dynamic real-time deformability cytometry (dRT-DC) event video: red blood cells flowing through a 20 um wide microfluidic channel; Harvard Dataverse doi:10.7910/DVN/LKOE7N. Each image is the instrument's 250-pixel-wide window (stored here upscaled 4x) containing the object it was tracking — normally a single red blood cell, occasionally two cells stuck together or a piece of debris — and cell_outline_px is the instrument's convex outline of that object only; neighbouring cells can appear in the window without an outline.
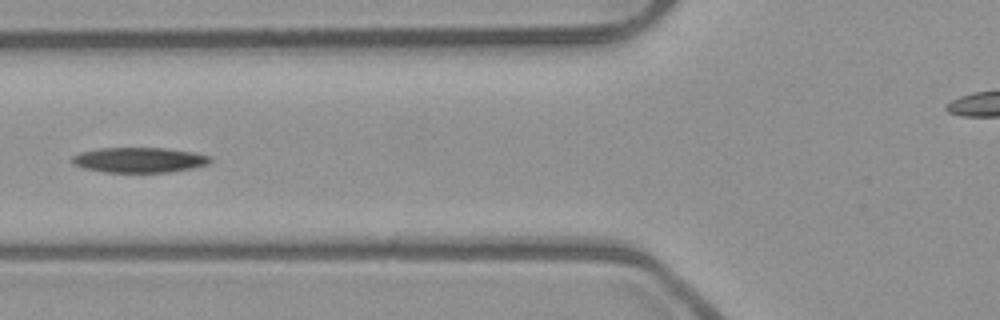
{"species": "common noctule bat (a hibernating species)", "species_latin": "Nyctalus noctula", "temperature_condition": "room temperature", "stored_images_in_passage": 4, "camera_frame_rate_fps": 3000, "um_per_image_px": 0.085, "animal": {"sex": "male", "body_mass_g": 23.1, "forearm_length_mm": 52.7}, "frame": {"image": 1, "passage_image": 3, "time_ms": 0.667, "image_size_px": [1000, 320], "cell_outline_px": [[212, 160], [208, 164], [192, 168], [172, 172], [100, 172], [84, 168], [76, 164], [72, 160], [72, 156], [80, 152], [100, 148], [164, 148], [192, 152], [212, 156]], "centroid_in_image_um": [11.86, 13.6], "position_along_channel_um": 113.9, "area_um2": 20.23}}
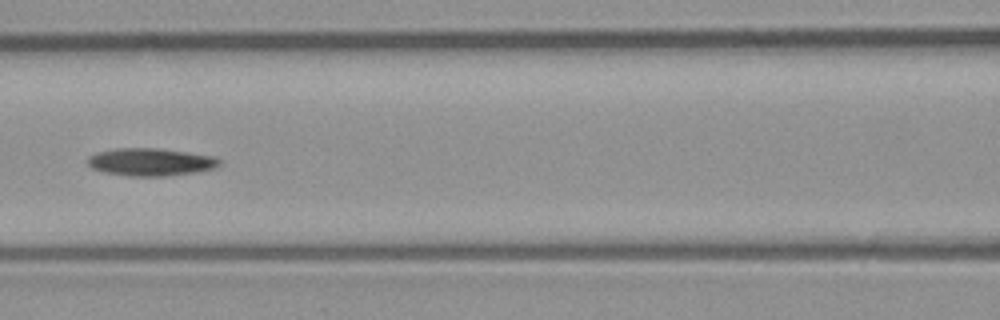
{"frame": {"image": 2, "passage_image": 4, "time_ms": 1.0, "image_size_px": [1000, 320], "cell_outline_px": [[220, 164], [216, 168], [196, 172], [168, 176], [128, 176], [104, 172], [92, 168], [88, 164], [88, 156], [96, 152], [120, 148], [156, 148], [188, 152], [216, 156], [220, 160]], "centroid_in_image_um": [12.83, 13.77], "position_along_channel_um": 153.8, "area_um2": 21.33}}